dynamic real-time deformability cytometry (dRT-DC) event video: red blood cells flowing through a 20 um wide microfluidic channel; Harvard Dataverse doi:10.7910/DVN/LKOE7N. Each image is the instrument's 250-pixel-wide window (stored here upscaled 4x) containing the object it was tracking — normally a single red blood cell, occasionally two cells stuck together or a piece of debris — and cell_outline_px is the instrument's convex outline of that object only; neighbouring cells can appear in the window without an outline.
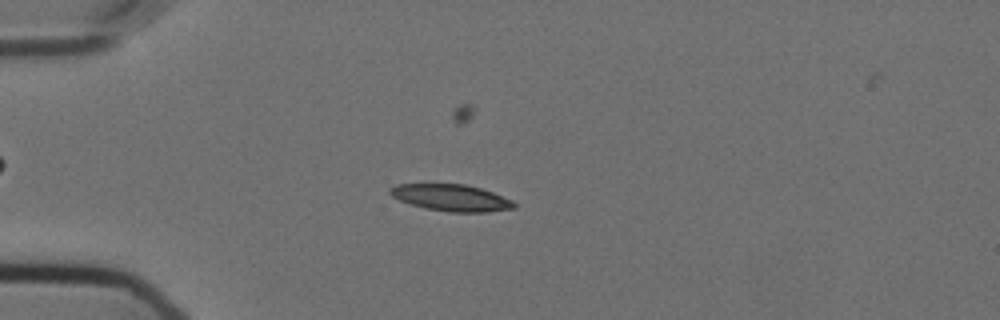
{"species": "Egyptian fruit bat (a non-hibernating species)", "species_latin": "Rousettus aegyptiacus", "temperature_condition": "cold", "stored_images_in_passage": 58, "camera_frame_rate_fps": 3000, "um_per_image_px": 0.085, "animal": {"sex": "female"}, "frame": {"image": 1, "passage_image": 15, "time_ms": 4.667, "image_size_px": [1000, 320], "cell_outline_px": [[516, 208], [488, 212], [452, 212], [424, 208], [400, 200], [392, 196], [388, 192], [388, 188], [396, 184], [464, 184], [480, 188], [492, 192], [512, 200], [516, 204]], "centroid_in_image_um": [38.35, 16.8], "position_along_channel_um": 46.6, "area_um2": 19.25}}
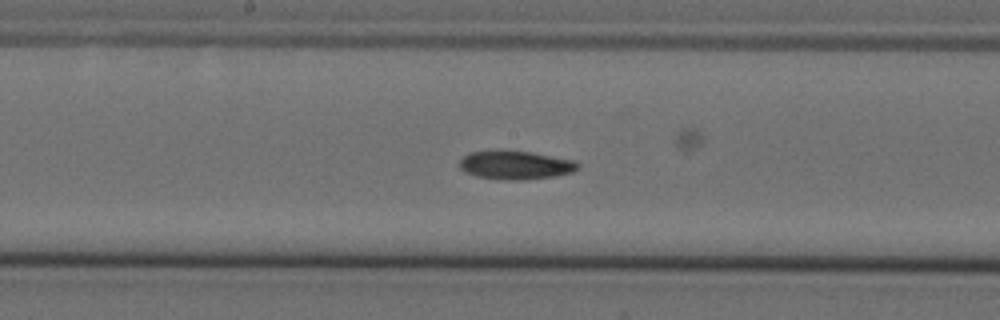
{"frame": {"image": 2, "passage_image": 30, "time_ms": 9.667, "image_size_px": [1000, 320], "cell_outline_px": [[580, 168], [572, 172], [556, 176], [524, 180], [504, 180], [476, 176], [464, 172], [460, 168], [460, 160], [464, 156], [472, 152], [532, 152], [576, 160], [580, 164]], "centroid_in_image_um": [43.89, 14.06], "position_along_channel_um": 204.3, "area_um2": 19.48}}
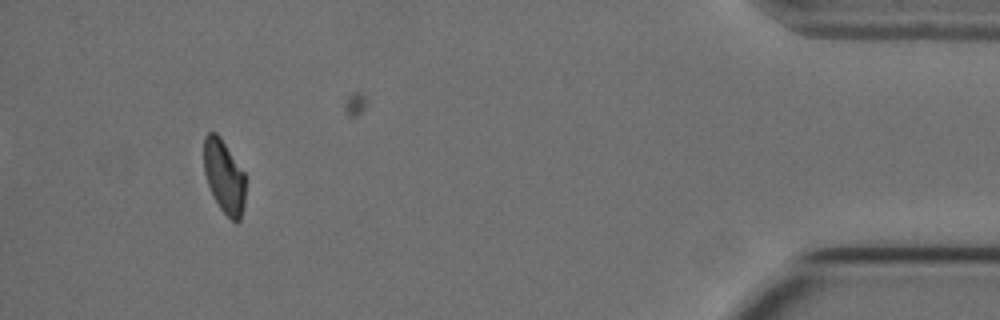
{"frame": {"image": 3, "passage_image": 53, "time_ms": 17.333, "image_size_px": [1000, 320], "cell_outline_px": [[244, 204], [240, 220], [236, 224], [220, 208], [208, 184], [204, 172], [204, 136], [208, 132], [216, 132], [220, 136], [244, 172]], "centroid_in_image_um": [19.04, 14.98], "position_along_channel_um": 416.2, "area_um2": 17.57}, "authors_computed_cell_mechanics": {"area_um2": 19.2185, "velocity_mm_per_s": 3.5758, "shape_relaxation_time_tau1_ms": null, "shape_relaxation_time_tau2_ms": 6.8999, "deformation_change_tau1": null, "deformation_change_tau2": 0.1185}}